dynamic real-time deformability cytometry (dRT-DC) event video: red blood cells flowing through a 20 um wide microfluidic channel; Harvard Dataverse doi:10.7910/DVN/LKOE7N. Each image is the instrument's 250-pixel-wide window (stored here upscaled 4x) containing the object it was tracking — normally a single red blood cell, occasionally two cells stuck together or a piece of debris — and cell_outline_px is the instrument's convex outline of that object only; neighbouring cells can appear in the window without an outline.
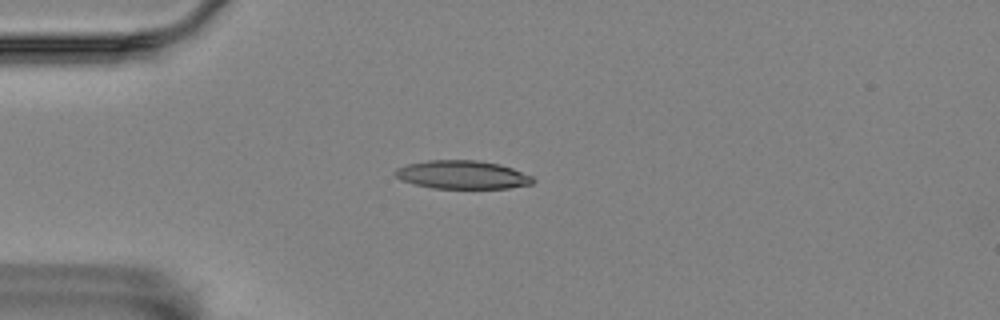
{"species": "Egyptian fruit bat (a non-hibernating species)", "species_latin": "Rousettus aegyptiacus", "temperature_condition": "room temperature", "stored_images_in_passage": 44, "camera_frame_rate_fps": 3000, "um_per_image_px": 0.085, "animal": {"sex": "female"}, "frame": {"image": 1, "passage_image": 1, "time_ms": 0.0, "image_size_px": [1000, 320], "cell_outline_px": [[536, 180], [532, 184], [508, 188], [432, 188], [400, 180], [392, 172], [396, 168], [408, 164], [428, 160], [476, 160], [500, 164], [512, 168], [532, 176]], "centroid_in_image_um": [39.29, 14.85], "position_along_channel_um": 45.7, "area_um2": 22.77}}
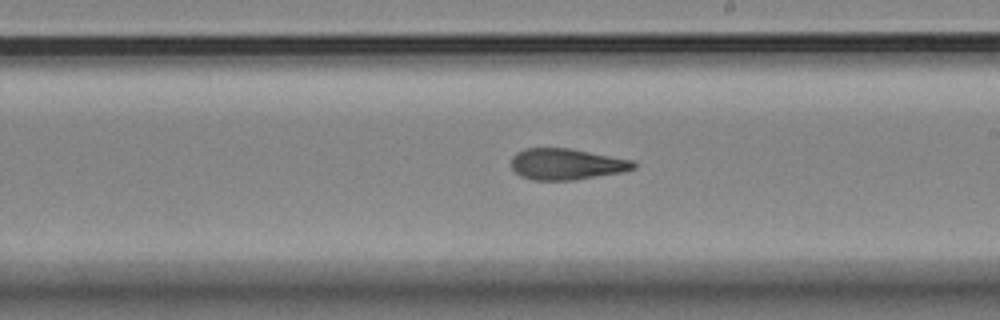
{"frame": {"image": 2, "passage_image": 19, "time_ms": 6.0, "image_size_px": [1000, 320], "cell_outline_px": [[636, 168], [624, 172], [572, 180], [532, 180], [520, 176], [512, 168], [512, 156], [516, 152], [524, 148], [568, 148], [632, 160], [636, 164]], "centroid_in_image_um": [48.13, 13.95], "position_along_channel_um": 240.9, "area_um2": 22.2}}
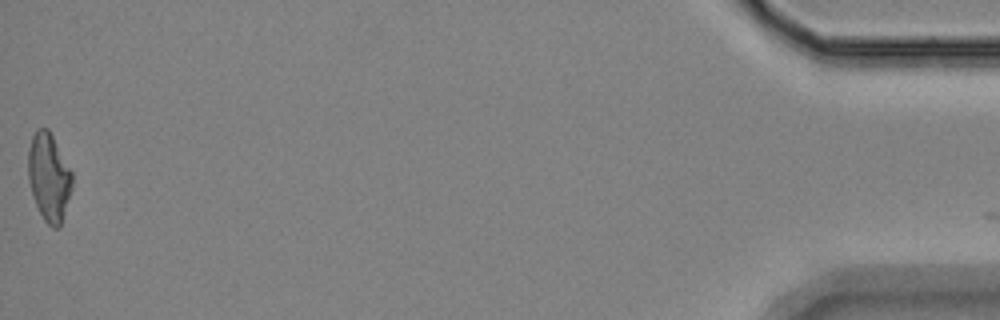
{"frame": {"image": 3, "passage_image": 43, "time_ms": 14.0, "image_size_px": [1000, 320], "cell_outline_px": [[72, 188], [60, 228], [52, 228], [44, 220], [36, 204], [28, 180], [28, 152], [32, 136], [36, 128], [48, 128], [72, 172]], "centroid_in_image_um": [4.16, 15.06], "position_along_channel_um": 431.0, "area_um2": 22.43}}